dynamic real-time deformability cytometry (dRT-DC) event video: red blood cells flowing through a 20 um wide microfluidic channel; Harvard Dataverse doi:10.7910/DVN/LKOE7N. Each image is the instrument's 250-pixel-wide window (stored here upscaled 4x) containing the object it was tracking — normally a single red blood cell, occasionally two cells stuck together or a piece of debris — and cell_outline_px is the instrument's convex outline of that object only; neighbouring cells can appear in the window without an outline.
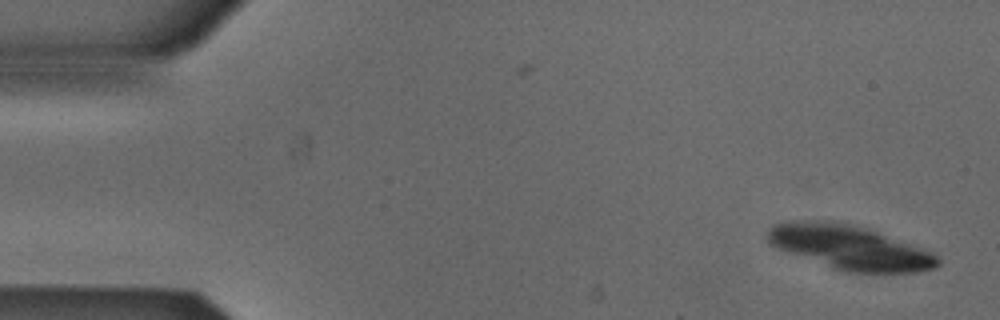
{"species": "Egyptian fruit bat (a non-hibernating species)", "species_latin": "Rousettus aegyptiacus", "temperature_condition": "cold", "stored_images_in_passage": 52, "camera_frame_rate_fps": 3000, "um_per_image_px": 0.085, "animal": {"sex": "male"}, "frame": {"image": 1, "passage_image": 1, "time_ms": 0.0, "image_size_px": [1000, 320], "cell_outline_px": [[940, 264], [936, 268], [916, 272], [848, 272], [832, 268], [776, 248], [768, 244], [764, 236], [764, 232], [772, 224], [792, 220], [832, 220], [864, 228], [924, 248], [932, 252], [940, 260]], "centroid_in_image_um": [72.14, 21.01], "position_along_channel_um": 12.9, "area_um2": 44.04}}
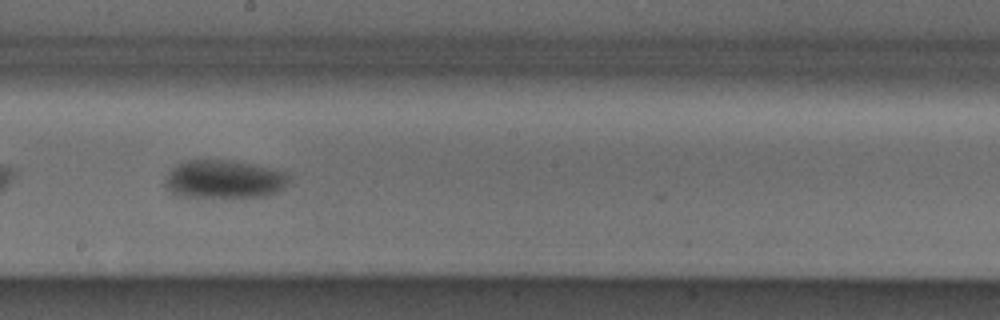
{"frame": {"image": 2, "passage_image": 28, "time_ms": 9.0, "image_size_px": [1000, 320], "cell_outline_px": [[292, 184], [268, 196], [180, 196], [172, 192], [164, 184], [164, 180], [168, 172], [176, 164], [184, 160], [228, 160], [252, 164], [288, 172], [292, 176]], "centroid_in_image_um": [19.11, 15.22], "position_along_channel_um": 229.1, "area_um2": 27.8}}
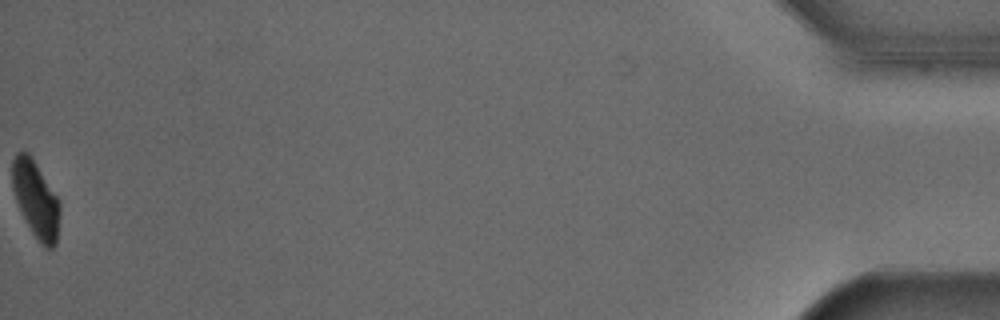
{"frame": {"image": 3, "passage_image": 52, "time_ms": 17.0, "image_size_px": [1000, 320], "cell_outline_px": [[60, 212], [56, 244], [52, 248], [44, 248], [40, 244], [32, 232], [16, 200], [12, 188], [12, 160], [16, 152], [24, 152], [32, 160], [56, 196], [60, 204]], "centroid_in_image_um": [3.04, 17.0], "position_along_channel_um": 432.2, "area_um2": 20.52}, "authors_computed_cell_mechanics": {"area_um2": 28.4376, "velocity_mm_per_s": 3.8553, "shape_relaxation_time_tau1_ms": 2.6901, "shape_relaxation_time_tau2_ms": null, "deformation_change_tau1": 0.0796, "deformation_change_tau2": null}}